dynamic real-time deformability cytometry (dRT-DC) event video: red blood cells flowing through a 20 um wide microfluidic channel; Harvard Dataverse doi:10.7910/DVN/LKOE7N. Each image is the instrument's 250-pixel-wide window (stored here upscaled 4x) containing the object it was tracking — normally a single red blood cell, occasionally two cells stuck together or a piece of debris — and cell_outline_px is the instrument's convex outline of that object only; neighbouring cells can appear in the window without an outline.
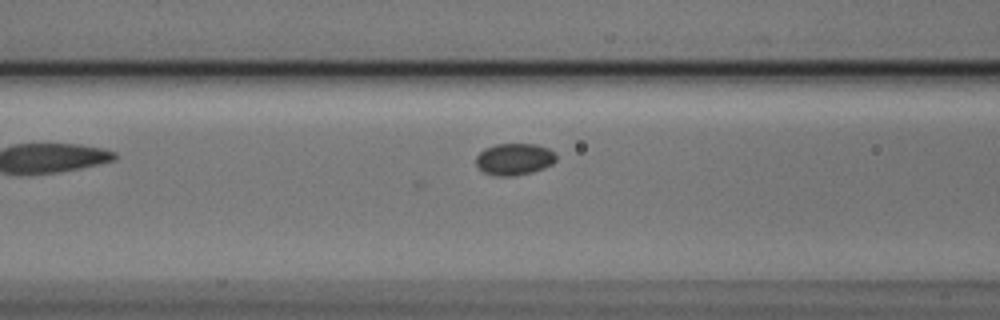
{"species": "Egyptian fruit bat (a non-hibernating species)", "species_latin": "Rousettus aegyptiacus", "temperature_condition": "cold", "stored_images_in_passage": 8, "camera_frame_rate_fps": 3000, "um_per_image_px": 0.085, "animal": {"sex": "male"}, "frame": {"image": 1, "passage_image": 6, "time_ms": 1.667, "image_size_px": [1000, 320], "cell_outline_px": [[556, 160], [552, 164], [544, 168], [532, 172], [516, 176], [496, 176], [484, 172], [476, 164], [476, 156], [484, 148], [496, 144], [536, 144], [548, 148], [556, 152]], "centroid_in_image_um": [43.73, 13.53], "position_along_channel_um": 122.9, "area_um2": 14.97}}